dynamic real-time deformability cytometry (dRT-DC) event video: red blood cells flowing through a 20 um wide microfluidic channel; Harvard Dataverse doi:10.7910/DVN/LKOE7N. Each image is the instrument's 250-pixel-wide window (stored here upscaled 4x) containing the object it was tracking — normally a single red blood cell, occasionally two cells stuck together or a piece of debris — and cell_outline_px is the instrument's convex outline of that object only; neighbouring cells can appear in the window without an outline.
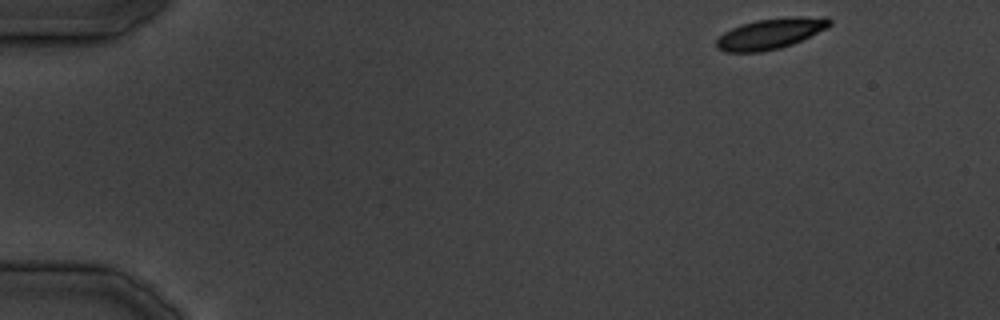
{"species": "common noctule bat (a hibernating species)", "species_latin": "Nyctalus noctula", "temperature_condition": "cold", "stored_images_in_passage": 34, "camera_frame_rate_fps": 3000, "um_per_image_px": 0.085, "animal": {"sex": "male", "body_mass_g": 19.5, "forearm_length_mm": 54.6}, "frame": {"image": 1, "passage_image": 1, "time_ms": 0.0, "image_size_px": [1000, 320], "cell_outline_px": [[832, 24], [828, 28], [792, 44], [780, 48], [760, 52], [724, 52], [716, 48], [716, 40], [724, 32], [740, 24], [756, 20], [792, 16], [828, 16], [832, 20]], "centroid_in_image_um": [65.53, 2.84], "position_along_channel_um": 19.5, "area_um2": 20.52}}